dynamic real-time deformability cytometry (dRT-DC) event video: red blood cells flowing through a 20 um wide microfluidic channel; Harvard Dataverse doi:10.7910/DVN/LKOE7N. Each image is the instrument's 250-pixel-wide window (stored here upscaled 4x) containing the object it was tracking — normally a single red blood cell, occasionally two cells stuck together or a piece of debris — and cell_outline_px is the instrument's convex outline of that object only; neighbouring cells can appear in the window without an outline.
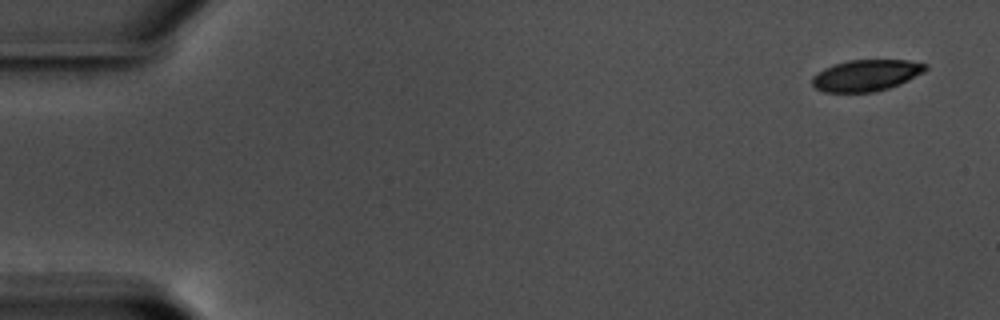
{"species": "common noctule bat (a hibernating species)", "species_latin": "Nyctalus noctula", "temperature_condition": "warm", "stored_images_in_passage": 56, "camera_frame_rate_fps": 3000, "um_per_image_px": 0.085, "animal": {"sex": "male", "body_mass_g": 17.5, "forearm_length_mm": 52.3}, "frame": {"image": 1, "passage_image": 1, "time_ms": 0.0, "image_size_px": [1000, 320], "cell_outline_px": [[928, 68], [924, 72], [900, 84], [876, 92], [824, 92], [816, 88], [812, 84], [812, 76], [824, 68], [848, 60], [908, 60], [928, 64]], "centroid_in_image_um": [73.64, 6.4], "position_along_channel_um": 11.4, "area_um2": 20.75}}
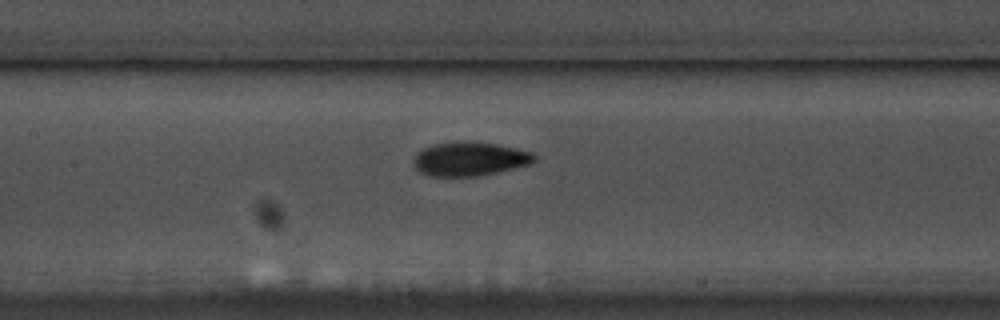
{"frame": {"image": 2, "passage_image": 26, "time_ms": 8.333, "image_size_px": [1000, 320], "cell_outline_px": [[536, 160], [532, 164], [516, 168], [476, 176], [432, 176], [420, 172], [416, 168], [416, 152], [424, 148], [436, 144], [496, 144], [516, 148], [532, 152], [536, 156]], "centroid_in_image_um": [40.0, 13.55], "position_along_channel_um": 167.4, "area_um2": 22.89}}
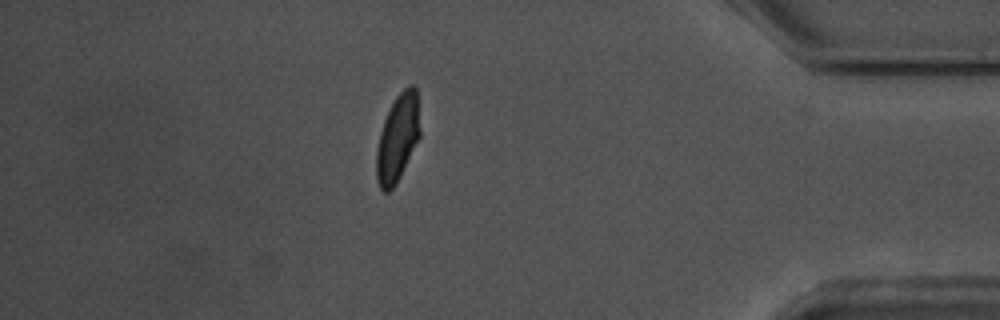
{"frame": {"image": 3, "passage_image": 49, "time_ms": 16.0, "image_size_px": [1000, 320], "cell_outline_px": [[420, 136], [396, 184], [388, 192], [384, 192], [380, 188], [376, 180], [376, 148], [380, 132], [384, 120], [396, 96], [408, 84], [412, 84], [416, 88], [420, 128]], "centroid_in_image_um": [33.79, 11.74], "position_along_channel_um": 401.4, "area_um2": 22.08}, "authors_computed_cell_mechanics": {"area_um2": 22.5998, "velocity_mm_per_s": 3.5345, "shape_relaxation_time_tau1_ms": 3.7791, "shape_relaxation_time_tau2_ms": 1.7396, "deformation_change_tau1": 0.1511, "deformation_change_tau2": 0.0696}}